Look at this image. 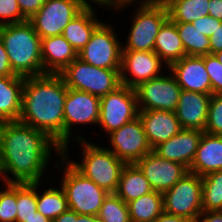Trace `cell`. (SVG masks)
Listing matches in <instances>:
<instances>
[{
	"instance_id": "obj_20",
	"label": "cell",
	"mask_w": 222,
	"mask_h": 222,
	"mask_svg": "<svg viewBox=\"0 0 222 222\" xmlns=\"http://www.w3.org/2000/svg\"><path fill=\"white\" fill-rule=\"evenodd\" d=\"M144 131L152 149L178 134L182 127L175 112L163 110L139 111Z\"/></svg>"
},
{
	"instance_id": "obj_6",
	"label": "cell",
	"mask_w": 222,
	"mask_h": 222,
	"mask_svg": "<svg viewBox=\"0 0 222 222\" xmlns=\"http://www.w3.org/2000/svg\"><path fill=\"white\" fill-rule=\"evenodd\" d=\"M132 16L131 28L122 51H154L155 39L168 11L162 4L153 1H138Z\"/></svg>"
},
{
	"instance_id": "obj_3",
	"label": "cell",
	"mask_w": 222,
	"mask_h": 222,
	"mask_svg": "<svg viewBox=\"0 0 222 222\" xmlns=\"http://www.w3.org/2000/svg\"><path fill=\"white\" fill-rule=\"evenodd\" d=\"M0 39L16 75L22 77L44 75L41 37L28 20L0 26Z\"/></svg>"
},
{
	"instance_id": "obj_42",
	"label": "cell",
	"mask_w": 222,
	"mask_h": 222,
	"mask_svg": "<svg viewBox=\"0 0 222 222\" xmlns=\"http://www.w3.org/2000/svg\"><path fill=\"white\" fill-rule=\"evenodd\" d=\"M210 39V54H215L222 51V23L217 26L216 30L209 37Z\"/></svg>"
},
{
	"instance_id": "obj_50",
	"label": "cell",
	"mask_w": 222,
	"mask_h": 222,
	"mask_svg": "<svg viewBox=\"0 0 222 222\" xmlns=\"http://www.w3.org/2000/svg\"><path fill=\"white\" fill-rule=\"evenodd\" d=\"M138 1H153L158 4H162L163 6L166 7L170 2H172L174 0H138Z\"/></svg>"
},
{
	"instance_id": "obj_7",
	"label": "cell",
	"mask_w": 222,
	"mask_h": 222,
	"mask_svg": "<svg viewBox=\"0 0 222 222\" xmlns=\"http://www.w3.org/2000/svg\"><path fill=\"white\" fill-rule=\"evenodd\" d=\"M59 75L68 88L85 91L99 97L121 86L120 70L94 67L78 57Z\"/></svg>"
},
{
	"instance_id": "obj_40",
	"label": "cell",
	"mask_w": 222,
	"mask_h": 222,
	"mask_svg": "<svg viewBox=\"0 0 222 222\" xmlns=\"http://www.w3.org/2000/svg\"><path fill=\"white\" fill-rule=\"evenodd\" d=\"M46 0H17L21 13L30 19L39 11Z\"/></svg>"
},
{
	"instance_id": "obj_14",
	"label": "cell",
	"mask_w": 222,
	"mask_h": 222,
	"mask_svg": "<svg viewBox=\"0 0 222 222\" xmlns=\"http://www.w3.org/2000/svg\"><path fill=\"white\" fill-rule=\"evenodd\" d=\"M108 136L111 147L107 149L126 164H134L153 151L139 116Z\"/></svg>"
},
{
	"instance_id": "obj_21",
	"label": "cell",
	"mask_w": 222,
	"mask_h": 222,
	"mask_svg": "<svg viewBox=\"0 0 222 222\" xmlns=\"http://www.w3.org/2000/svg\"><path fill=\"white\" fill-rule=\"evenodd\" d=\"M77 54L62 34L41 39L44 74H60L77 58Z\"/></svg>"
},
{
	"instance_id": "obj_8",
	"label": "cell",
	"mask_w": 222,
	"mask_h": 222,
	"mask_svg": "<svg viewBox=\"0 0 222 222\" xmlns=\"http://www.w3.org/2000/svg\"><path fill=\"white\" fill-rule=\"evenodd\" d=\"M111 25L102 22L95 29L89 42L77 54L80 60L98 68L121 69L123 44Z\"/></svg>"
},
{
	"instance_id": "obj_38",
	"label": "cell",
	"mask_w": 222,
	"mask_h": 222,
	"mask_svg": "<svg viewBox=\"0 0 222 222\" xmlns=\"http://www.w3.org/2000/svg\"><path fill=\"white\" fill-rule=\"evenodd\" d=\"M221 23L222 21L207 15L194 20L192 25L195 26V28L201 31L204 35L210 37L216 30L217 26H219Z\"/></svg>"
},
{
	"instance_id": "obj_32",
	"label": "cell",
	"mask_w": 222,
	"mask_h": 222,
	"mask_svg": "<svg viewBox=\"0 0 222 222\" xmlns=\"http://www.w3.org/2000/svg\"><path fill=\"white\" fill-rule=\"evenodd\" d=\"M16 219H25L37 211V182L16 183Z\"/></svg>"
},
{
	"instance_id": "obj_49",
	"label": "cell",
	"mask_w": 222,
	"mask_h": 222,
	"mask_svg": "<svg viewBox=\"0 0 222 222\" xmlns=\"http://www.w3.org/2000/svg\"><path fill=\"white\" fill-rule=\"evenodd\" d=\"M0 179H2L1 181L4 182V184H3L4 186L8 184L5 174H4L1 156H0Z\"/></svg>"
},
{
	"instance_id": "obj_52",
	"label": "cell",
	"mask_w": 222,
	"mask_h": 222,
	"mask_svg": "<svg viewBox=\"0 0 222 222\" xmlns=\"http://www.w3.org/2000/svg\"><path fill=\"white\" fill-rule=\"evenodd\" d=\"M214 55L216 56L218 61L222 64V51H219V52L215 53Z\"/></svg>"
},
{
	"instance_id": "obj_44",
	"label": "cell",
	"mask_w": 222,
	"mask_h": 222,
	"mask_svg": "<svg viewBox=\"0 0 222 222\" xmlns=\"http://www.w3.org/2000/svg\"><path fill=\"white\" fill-rule=\"evenodd\" d=\"M152 222H192L191 220L182 216L171 215L164 211Z\"/></svg>"
},
{
	"instance_id": "obj_47",
	"label": "cell",
	"mask_w": 222,
	"mask_h": 222,
	"mask_svg": "<svg viewBox=\"0 0 222 222\" xmlns=\"http://www.w3.org/2000/svg\"><path fill=\"white\" fill-rule=\"evenodd\" d=\"M210 222H222V211H208L202 213Z\"/></svg>"
},
{
	"instance_id": "obj_39",
	"label": "cell",
	"mask_w": 222,
	"mask_h": 222,
	"mask_svg": "<svg viewBox=\"0 0 222 222\" xmlns=\"http://www.w3.org/2000/svg\"><path fill=\"white\" fill-rule=\"evenodd\" d=\"M52 222H100L95 215H81L68 209L60 214Z\"/></svg>"
},
{
	"instance_id": "obj_27",
	"label": "cell",
	"mask_w": 222,
	"mask_h": 222,
	"mask_svg": "<svg viewBox=\"0 0 222 222\" xmlns=\"http://www.w3.org/2000/svg\"><path fill=\"white\" fill-rule=\"evenodd\" d=\"M131 222H152L163 210V195L152 191L127 203Z\"/></svg>"
},
{
	"instance_id": "obj_48",
	"label": "cell",
	"mask_w": 222,
	"mask_h": 222,
	"mask_svg": "<svg viewBox=\"0 0 222 222\" xmlns=\"http://www.w3.org/2000/svg\"><path fill=\"white\" fill-rule=\"evenodd\" d=\"M82 3H84L86 6H93L92 3L95 4V6L97 5V7L99 8V6L102 8L103 7H106V8H109L107 6V0H80Z\"/></svg>"
},
{
	"instance_id": "obj_51",
	"label": "cell",
	"mask_w": 222,
	"mask_h": 222,
	"mask_svg": "<svg viewBox=\"0 0 222 222\" xmlns=\"http://www.w3.org/2000/svg\"><path fill=\"white\" fill-rule=\"evenodd\" d=\"M192 222H210L203 214H199Z\"/></svg>"
},
{
	"instance_id": "obj_23",
	"label": "cell",
	"mask_w": 222,
	"mask_h": 222,
	"mask_svg": "<svg viewBox=\"0 0 222 222\" xmlns=\"http://www.w3.org/2000/svg\"><path fill=\"white\" fill-rule=\"evenodd\" d=\"M95 11L93 6H86L65 26L62 35L77 53L89 42L95 29L103 22L96 18L98 15Z\"/></svg>"
},
{
	"instance_id": "obj_30",
	"label": "cell",
	"mask_w": 222,
	"mask_h": 222,
	"mask_svg": "<svg viewBox=\"0 0 222 222\" xmlns=\"http://www.w3.org/2000/svg\"><path fill=\"white\" fill-rule=\"evenodd\" d=\"M179 36L188 56L210 54V39L195 28L192 23L175 22Z\"/></svg>"
},
{
	"instance_id": "obj_41",
	"label": "cell",
	"mask_w": 222,
	"mask_h": 222,
	"mask_svg": "<svg viewBox=\"0 0 222 222\" xmlns=\"http://www.w3.org/2000/svg\"><path fill=\"white\" fill-rule=\"evenodd\" d=\"M8 76H18L16 75L11 66L9 57L7 55V52L5 50V46L0 39V77H8Z\"/></svg>"
},
{
	"instance_id": "obj_36",
	"label": "cell",
	"mask_w": 222,
	"mask_h": 222,
	"mask_svg": "<svg viewBox=\"0 0 222 222\" xmlns=\"http://www.w3.org/2000/svg\"><path fill=\"white\" fill-rule=\"evenodd\" d=\"M27 20L21 13L17 0H0V26L22 23Z\"/></svg>"
},
{
	"instance_id": "obj_4",
	"label": "cell",
	"mask_w": 222,
	"mask_h": 222,
	"mask_svg": "<svg viewBox=\"0 0 222 222\" xmlns=\"http://www.w3.org/2000/svg\"><path fill=\"white\" fill-rule=\"evenodd\" d=\"M75 142H78L82 148L81 161L76 162L70 160L68 154H63L71 164L81 172L86 178L93 181L96 185L104 189L109 194H115L120 176L126 163L120 160L112 151L107 147H102L99 144L88 142L79 133L74 136ZM81 162V163H80Z\"/></svg>"
},
{
	"instance_id": "obj_33",
	"label": "cell",
	"mask_w": 222,
	"mask_h": 222,
	"mask_svg": "<svg viewBox=\"0 0 222 222\" xmlns=\"http://www.w3.org/2000/svg\"><path fill=\"white\" fill-rule=\"evenodd\" d=\"M97 217L100 222H131L127 203L116 194H108Z\"/></svg>"
},
{
	"instance_id": "obj_37",
	"label": "cell",
	"mask_w": 222,
	"mask_h": 222,
	"mask_svg": "<svg viewBox=\"0 0 222 222\" xmlns=\"http://www.w3.org/2000/svg\"><path fill=\"white\" fill-rule=\"evenodd\" d=\"M204 63L211 82V94H222V64L214 54L204 55Z\"/></svg>"
},
{
	"instance_id": "obj_26",
	"label": "cell",
	"mask_w": 222,
	"mask_h": 222,
	"mask_svg": "<svg viewBox=\"0 0 222 222\" xmlns=\"http://www.w3.org/2000/svg\"><path fill=\"white\" fill-rule=\"evenodd\" d=\"M152 191L149 181L139 167L135 163L126 164L122 170L115 194L125 203H128Z\"/></svg>"
},
{
	"instance_id": "obj_31",
	"label": "cell",
	"mask_w": 222,
	"mask_h": 222,
	"mask_svg": "<svg viewBox=\"0 0 222 222\" xmlns=\"http://www.w3.org/2000/svg\"><path fill=\"white\" fill-rule=\"evenodd\" d=\"M203 212L222 211V171L202 176Z\"/></svg>"
},
{
	"instance_id": "obj_46",
	"label": "cell",
	"mask_w": 222,
	"mask_h": 222,
	"mask_svg": "<svg viewBox=\"0 0 222 222\" xmlns=\"http://www.w3.org/2000/svg\"><path fill=\"white\" fill-rule=\"evenodd\" d=\"M16 222H52L49 218L43 216L40 212H34V215L25 219H16Z\"/></svg>"
},
{
	"instance_id": "obj_5",
	"label": "cell",
	"mask_w": 222,
	"mask_h": 222,
	"mask_svg": "<svg viewBox=\"0 0 222 222\" xmlns=\"http://www.w3.org/2000/svg\"><path fill=\"white\" fill-rule=\"evenodd\" d=\"M58 158L60 161L57 159L54 163L55 170L64 168L60 186L66 195L69 209L77 214L97 216L109 193L86 178L63 154Z\"/></svg>"
},
{
	"instance_id": "obj_18",
	"label": "cell",
	"mask_w": 222,
	"mask_h": 222,
	"mask_svg": "<svg viewBox=\"0 0 222 222\" xmlns=\"http://www.w3.org/2000/svg\"><path fill=\"white\" fill-rule=\"evenodd\" d=\"M203 131L197 129H182L169 140L153 148L159 157L176 161L190 169L194 160Z\"/></svg>"
},
{
	"instance_id": "obj_11",
	"label": "cell",
	"mask_w": 222,
	"mask_h": 222,
	"mask_svg": "<svg viewBox=\"0 0 222 222\" xmlns=\"http://www.w3.org/2000/svg\"><path fill=\"white\" fill-rule=\"evenodd\" d=\"M85 7L80 0H46L28 21L41 39L61 35L65 26Z\"/></svg>"
},
{
	"instance_id": "obj_13",
	"label": "cell",
	"mask_w": 222,
	"mask_h": 222,
	"mask_svg": "<svg viewBox=\"0 0 222 222\" xmlns=\"http://www.w3.org/2000/svg\"><path fill=\"white\" fill-rule=\"evenodd\" d=\"M100 117V97L85 91L68 88L64 104V149L69 154V142L74 125H98ZM73 134V135H72Z\"/></svg>"
},
{
	"instance_id": "obj_15",
	"label": "cell",
	"mask_w": 222,
	"mask_h": 222,
	"mask_svg": "<svg viewBox=\"0 0 222 222\" xmlns=\"http://www.w3.org/2000/svg\"><path fill=\"white\" fill-rule=\"evenodd\" d=\"M164 65L168 68L154 51H122L121 85L134 89L143 82L161 76Z\"/></svg>"
},
{
	"instance_id": "obj_34",
	"label": "cell",
	"mask_w": 222,
	"mask_h": 222,
	"mask_svg": "<svg viewBox=\"0 0 222 222\" xmlns=\"http://www.w3.org/2000/svg\"><path fill=\"white\" fill-rule=\"evenodd\" d=\"M16 183H8L0 190V222H16Z\"/></svg>"
},
{
	"instance_id": "obj_2",
	"label": "cell",
	"mask_w": 222,
	"mask_h": 222,
	"mask_svg": "<svg viewBox=\"0 0 222 222\" xmlns=\"http://www.w3.org/2000/svg\"><path fill=\"white\" fill-rule=\"evenodd\" d=\"M68 87L59 74L25 77L19 121L46 133L64 149V104Z\"/></svg>"
},
{
	"instance_id": "obj_45",
	"label": "cell",
	"mask_w": 222,
	"mask_h": 222,
	"mask_svg": "<svg viewBox=\"0 0 222 222\" xmlns=\"http://www.w3.org/2000/svg\"><path fill=\"white\" fill-rule=\"evenodd\" d=\"M136 0H107V6L119 10L126 6L135 4ZM133 3V4H132Z\"/></svg>"
},
{
	"instance_id": "obj_43",
	"label": "cell",
	"mask_w": 222,
	"mask_h": 222,
	"mask_svg": "<svg viewBox=\"0 0 222 222\" xmlns=\"http://www.w3.org/2000/svg\"><path fill=\"white\" fill-rule=\"evenodd\" d=\"M208 11V15L222 21V0H209Z\"/></svg>"
},
{
	"instance_id": "obj_22",
	"label": "cell",
	"mask_w": 222,
	"mask_h": 222,
	"mask_svg": "<svg viewBox=\"0 0 222 222\" xmlns=\"http://www.w3.org/2000/svg\"><path fill=\"white\" fill-rule=\"evenodd\" d=\"M189 171L201 177L222 171V135L202 133Z\"/></svg>"
},
{
	"instance_id": "obj_35",
	"label": "cell",
	"mask_w": 222,
	"mask_h": 222,
	"mask_svg": "<svg viewBox=\"0 0 222 222\" xmlns=\"http://www.w3.org/2000/svg\"><path fill=\"white\" fill-rule=\"evenodd\" d=\"M204 132L222 135V94L211 95Z\"/></svg>"
},
{
	"instance_id": "obj_28",
	"label": "cell",
	"mask_w": 222,
	"mask_h": 222,
	"mask_svg": "<svg viewBox=\"0 0 222 222\" xmlns=\"http://www.w3.org/2000/svg\"><path fill=\"white\" fill-rule=\"evenodd\" d=\"M42 182H37V211L43 216L54 220L69 209L64 190L60 187H49L46 190H38ZM39 192V193H38Z\"/></svg>"
},
{
	"instance_id": "obj_16",
	"label": "cell",
	"mask_w": 222,
	"mask_h": 222,
	"mask_svg": "<svg viewBox=\"0 0 222 222\" xmlns=\"http://www.w3.org/2000/svg\"><path fill=\"white\" fill-rule=\"evenodd\" d=\"M153 191L164 193L171 189L189 169L181 163L159 157L151 151L135 163Z\"/></svg>"
},
{
	"instance_id": "obj_25",
	"label": "cell",
	"mask_w": 222,
	"mask_h": 222,
	"mask_svg": "<svg viewBox=\"0 0 222 222\" xmlns=\"http://www.w3.org/2000/svg\"><path fill=\"white\" fill-rule=\"evenodd\" d=\"M154 52L168 67L186 56L176 23L169 18L163 23L156 36Z\"/></svg>"
},
{
	"instance_id": "obj_12",
	"label": "cell",
	"mask_w": 222,
	"mask_h": 222,
	"mask_svg": "<svg viewBox=\"0 0 222 222\" xmlns=\"http://www.w3.org/2000/svg\"><path fill=\"white\" fill-rule=\"evenodd\" d=\"M139 111L163 110L174 112L182 91L172 73L150 79L134 88Z\"/></svg>"
},
{
	"instance_id": "obj_24",
	"label": "cell",
	"mask_w": 222,
	"mask_h": 222,
	"mask_svg": "<svg viewBox=\"0 0 222 222\" xmlns=\"http://www.w3.org/2000/svg\"><path fill=\"white\" fill-rule=\"evenodd\" d=\"M25 77H0V121H19Z\"/></svg>"
},
{
	"instance_id": "obj_17",
	"label": "cell",
	"mask_w": 222,
	"mask_h": 222,
	"mask_svg": "<svg viewBox=\"0 0 222 222\" xmlns=\"http://www.w3.org/2000/svg\"><path fill=\"white\" fill-rule=\"evenodd\" d=\"M182 90L211 94L204 56H184L168 67Z\"/></svg>"
},
{
	"instance_id": "obj_29",
	"label": "cell",
	"mask_w": 222,
	"mask_h": 222,
	"mask_svg": "<svg viewBox=\"0 0 222 222\" xmlns=\"http://www.w3.org/2000/svg\"><path fill=\"white\" fill-rule=\"evenodd\" d=\"M209 0H174L166 8L168 18L173 22L192 23L207 16Z\"/></svg>"
},
{
	"instance_id": "obj_9",
	"label": "cell",
	"mask_w": 222,
	"mask_h": 222,
	"mask_svg": "<svg viewBox=\"0 0 222 222\" xmlns=\"http://www.w3.org/2000/svg\"><path fill=\"white\" fill-rule=\"evenodd\" d=\"M163 210L193 221L202 208V177L188 172L171 189L162 193Z\"/></svg>"
},
{
	"instance_id": "obj_19",
	"label": "cell",
	"mask_w": 222,
	"mask_h": 222,
	"mask_svg": "<svg viewBox=\"0 0 222 222\" xmlns=\"http://www.w3.org/2000/svg\"><path fill=\"white\" fill-rule=\"evenodd\" d=\"M211 95L186 90L181 91L174 112L182 129H197L204 132Z\"/></svg>"
},
{
	"instance_id": "obj_1",
	"label": "cell",
	"mask_w": 222,
	"mask_h": 222,
	"mask_svg": "<svg viewBox=\"0 0 222 222\" xmlns=\"http://www.w3.org/2000/svg\"><path fill=\"white\" fill-rule=\"evenodd\" d=\"M51 151L57 157L63 154L62 148L41 130L20 121L1 123L0 156L8 183L41 182Z\"/></svg>"
},
{
	"instance_id": "obj_10",
	"label": "cell",
	"mask_w": 222,
	"mask_h": 222,
	"mask_svg": "<svg viewBox=\"0 0 222 222\" xmlns=\"http://www.w3.org/2000/svg\"><path fill=\"white\" fill-rule=\"evenodd\" d=\"M139 109L133 88L121 85L115 91L100 97L98 126L108 135L138 117Z\"/></svg>"
}]
</instances>
